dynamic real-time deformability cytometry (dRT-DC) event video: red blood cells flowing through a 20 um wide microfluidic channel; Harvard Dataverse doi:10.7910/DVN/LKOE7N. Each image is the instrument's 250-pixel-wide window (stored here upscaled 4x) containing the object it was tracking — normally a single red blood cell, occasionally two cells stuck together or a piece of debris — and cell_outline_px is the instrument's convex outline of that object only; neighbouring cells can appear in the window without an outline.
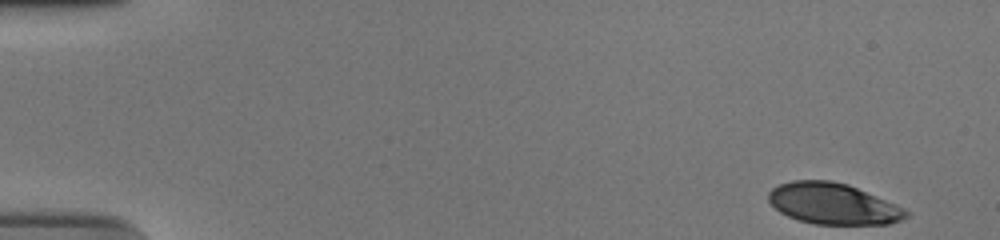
{"species": "human", "species_latin": "Homo sapiens", "temperature_condition": "cold", "stored_images_in_passage": 53, "camera_frame_rate_fps": 3000, "um_per_image_px": 0.085, "donor": {"sex": "male"}, "frame": {"image": 1, "passage_image": 1, "time_ms": 0.0, "image_size_px": [1000, 240], "cell_outline_px": [[908, 216], [900, 220], [888, 224], [816, 224], [796, 220], [780, 212], [768, 200], [768, 192], [772, 188], [780, 184], [792, 180], [832, 180], [848, 184], [896, 204], [904, 208], [908, 212]], "centroid_in_image_um": [70.79, 17.31], "position_along_channel_um": 14.2, "area_um2": 32.95}}
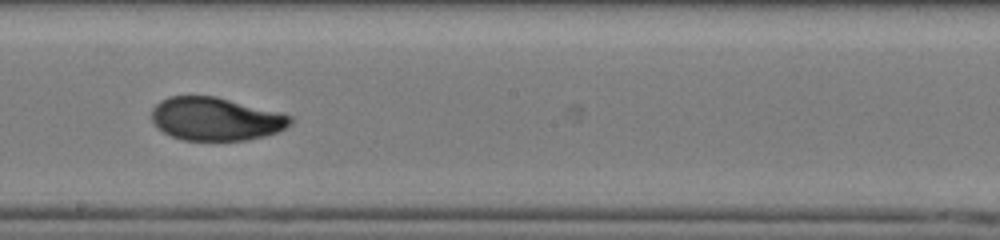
{"frame": {"image": 2, "passage_image": 30, "time_ms": 9.667, "image_size_px": [1000, 240], "cell_outline_px": [[292, 124], [276, 132], [264, 136], [248, 140], [184, 140], [172, 136], [164, 132], [152, 120], [152, 108], [160, 100], [168, 96], [216, 96], [280, 112], [292, 116]], "centroid_in_image_um": [18.35, 10.1], "position_along_channel_um": 229.9, "area_um2": 34.8}}
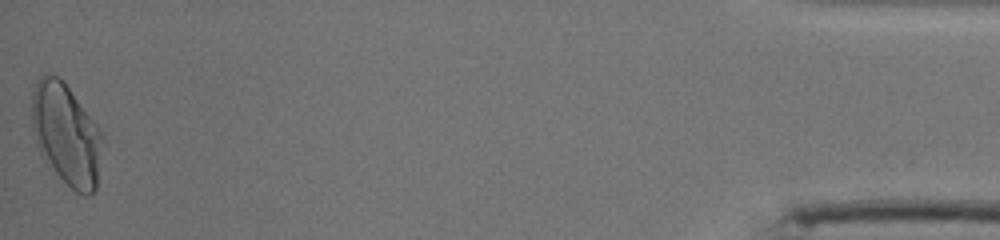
{"frame": {"image": 3, "passage_image": 53, "time_ms": 17.333, "image_size_px": [1000, 240], "cell_outline_px": [[100, 136], [96, 188], [88, 196], [84, 196], [76, 192], [56, 172], [40, 152], [36, 144], [32, 128], [32, 92], [36, 80], [44, 72], [60, 76], [64, 80], [96, 124], [100, 132]], "centroid_in_image_um": [5.57, 11.33], "position_along_channel_um": 429.6, "area_um2": 40.92}, "authors_computed_cell_mechanics": {"area_um2": 35.4892, "velocity_mm_per_s": 3.7251, "shape_relaxation_time_tau1_ms": 8.3863, "shape_relaxation_time_tau2_ms": 1.1385, "deformation_change_tau1": 0.2575, "deformation_change_tau2": 0.0548}}